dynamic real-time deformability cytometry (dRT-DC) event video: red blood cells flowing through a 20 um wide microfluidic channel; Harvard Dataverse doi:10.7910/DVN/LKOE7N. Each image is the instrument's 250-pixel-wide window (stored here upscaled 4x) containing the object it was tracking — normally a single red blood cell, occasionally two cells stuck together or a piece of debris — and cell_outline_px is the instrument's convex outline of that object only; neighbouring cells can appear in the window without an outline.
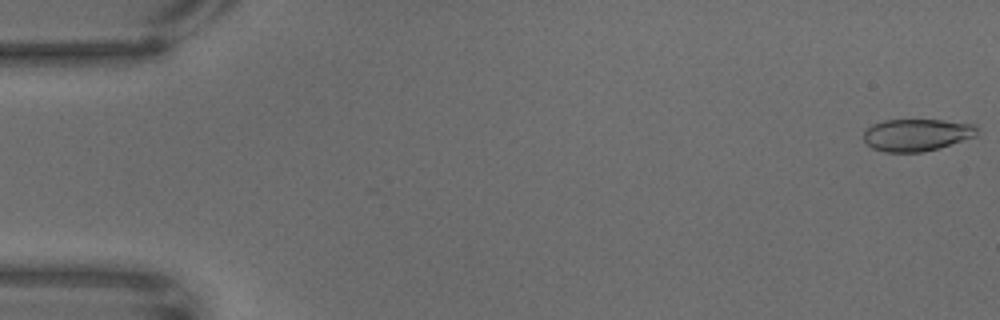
{"species": "common noctule bat (a hibernating species)", "species_latin": "Nyctalus noctula", "temperature_condition": "warm", "stored_images_in_passage": 67, "camera_frame_rate_fps": 3000, "um_per_image_px": 0.085, "animal": {"sex": "male", "body_mass_g": 18.8}, "frame": {"image": 1, "passage_image": 1, "time_ms": 0.0, "image_size_px": [1000, 320], "cell_outline_px": [[976, 136], [936, 148], [920, 152], [884, 152], [872, 148], [864, 140], [864, 128], [872, 124], [884, 120], [944, 120], [976, 124]], "centroid_in_image_um": [77.87, 11.45], "position_along_channel_um": 7.1, "area_um2": 21.15}}
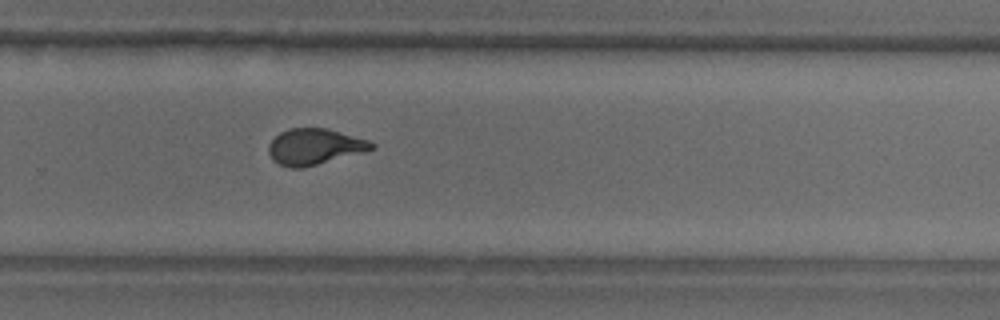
{"frame": {"image": 2, "passage_image": 45, "time_ms": 14.667, "image_size_px": [1000, 320], "cell_outline_px": [[376, 148], [304, 168], [292, 168], [280, 164], [272, 160], [268, 152], [268, 144], [280, 132], [288, 128], [324, 128], [368, 140], [376, 144]], "centroid_in_image_um": [26.7, 12.47], "position_along_channel_um": 303.1, "area_um2": 21.44}}
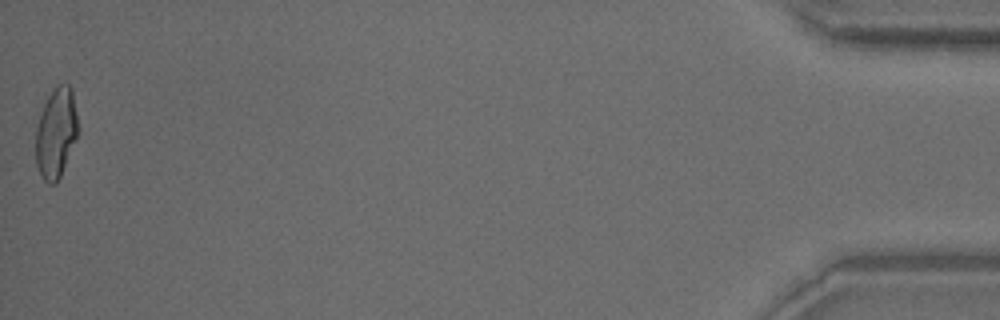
{"frame": {"image": 3, "passage_image": 67, "time_ms": 22.0, "image_size_px": [1000, 320], "cell_outline_px": [[76, 136], [60, 176], [56, 184], [48, 184], [44, 180], [36, 164], [36, 128], [44, 104], [52, 88], [56, 84], [68, 84], [72, 88], [76, 112]], "centroid_in_image_um": [4.74, 11.27], "position_along_channel_um": 430.5, "area_um2": 21.68}}